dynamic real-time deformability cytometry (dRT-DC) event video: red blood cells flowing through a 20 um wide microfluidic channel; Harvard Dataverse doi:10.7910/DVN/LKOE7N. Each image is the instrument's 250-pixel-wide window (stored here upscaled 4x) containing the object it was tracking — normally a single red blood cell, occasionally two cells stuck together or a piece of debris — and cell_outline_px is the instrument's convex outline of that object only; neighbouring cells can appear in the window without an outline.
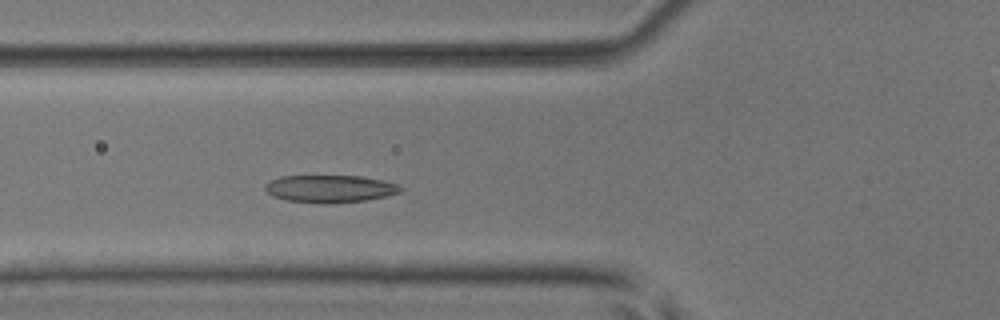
{"species": "common noctule bat (a hibernating species)", "species_latin": "Nyctalus noctula", "temperature_condition": "room temperature", "stored_images_in_passage": 46, "camera_frame_rate_fps": 3000, "um_per_image_px": 0.085, "animal": {"sex": "male", "body_mass_g": 17.9, "forearm_length_mm": 54.2}, "frame": {"image": 1, "passage_image": 14, "time_ms": 4.333, "image_size_px": [1000, 320], "cell_outline_px": [[404, 188], [400, 192], [388, 196], [364, 200], [328, 204], [288, 200], [272, 196], [264, 188], [264, 184], [280, 176], [360, 176], [384, 180], [396, 184]], "centroid_in_image_um": [28.06, 16.04], "position_along_channel_um": 97.7, "area_um2": 21.62}}
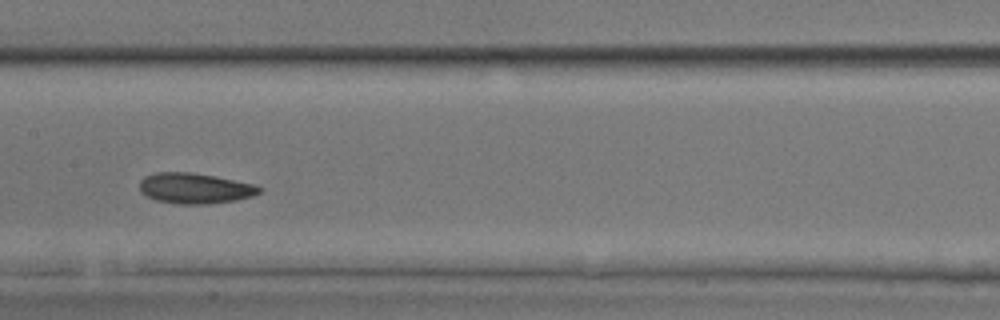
{"frame": {"image": 2, "passage_image": 21, "time_ms": 6.667, "image_size_px": [1000, 320], "cell_outline_px": [[264, 188], [260, 192], [252, 196], [232, 200], [208, 204], [176, 204], [156, 200], [140, 192], [140, 180], [144, 176], [156, 172], [188, 172], [216, 176], [256, 184]], "centroid_in_image_um": [16.57, 15.99], "position_along_channel_um": 190.8, "area_um2": 21.39}}
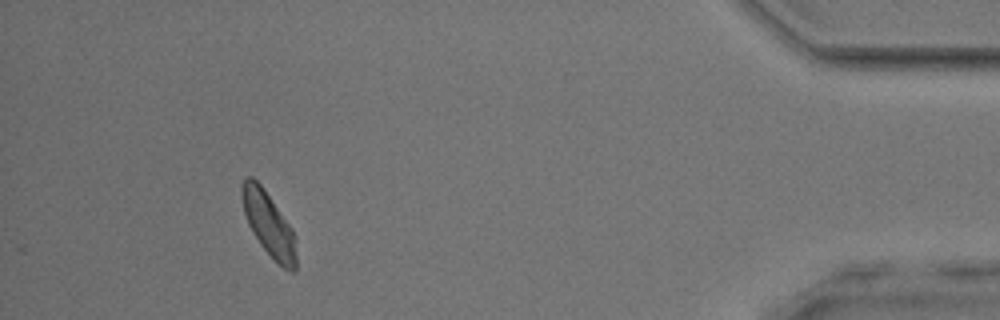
{"frame": {"image": 3, "passage_image": 42, "time_ms": 13.667, "image_size_px": [1000, 320], "cell_outline_px": [[296, 272], [292, 272], [284, 268], [260, 244], [252, 232], [248, 224], [244, 212], [240, 196], [240, 188], [244, 180], [248, 176], [252, 176], [260, 184], [292, 228], [296, 256]], "centroid_in_image_um": [22.8, 19.02], "position_along_channel_um": 412.4, "area_um2": 19.83}, "authors_computed_cell_mechanics": {"area_um2": 20.8947, "velocity_mm_per_s": 4.0067, "shape_relaxation_time_tau1_ms": 3.4095, "shape_relaxation_time_tau2_ms": 3.5737, "deformation_change_tau1": 0.1067, "deformation_change_tau2": 0.0863}}